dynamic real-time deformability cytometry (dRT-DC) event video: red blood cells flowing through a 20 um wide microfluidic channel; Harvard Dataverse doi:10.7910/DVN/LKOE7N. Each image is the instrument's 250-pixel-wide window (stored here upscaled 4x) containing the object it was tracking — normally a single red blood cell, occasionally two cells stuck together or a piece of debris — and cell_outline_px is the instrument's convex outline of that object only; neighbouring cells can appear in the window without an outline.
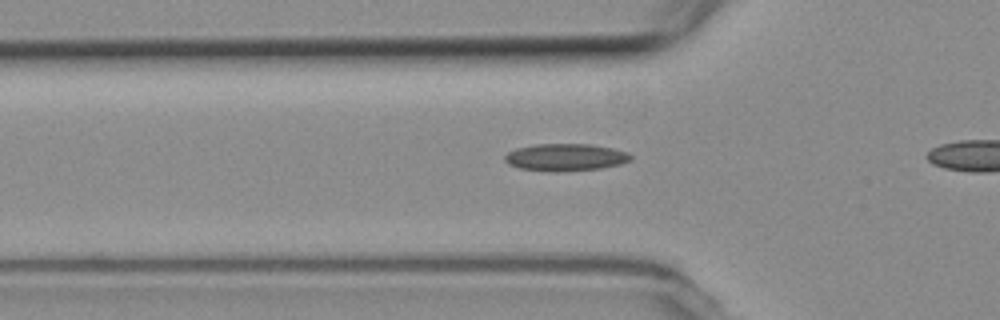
{"species": "common noctule bat (a hibernating species)", "species_latin": "Nyctalus noctula", "temperature_condition": "room temperature", "stored_images_in_passage": 31, "camera_frame_rate_fps": 3000, "um_per_image_px": 0.085, "animal": {"sex": "female", "body_mass_g": 19.3, "forearm_length_mm": 54.1}, "frame": {"image": 1, "passage_image": 6, "time_ms": 1.667, "image_size_px": [1000, 320], "cell_outline_px": [[632, 160], [620, 164], [600, 168], [556, 172], [548, 172], [520, 168], [508, 164], [504, 160], [504, 156], [508, 152], [516, 148], [536, 144], [588, 144], [612, 148], [628, 152], [632, 156]], "centroid_in_image_um": [48.05, 13.37], "position_along_channel_um": 77.7, "area_um2": 20.06}}
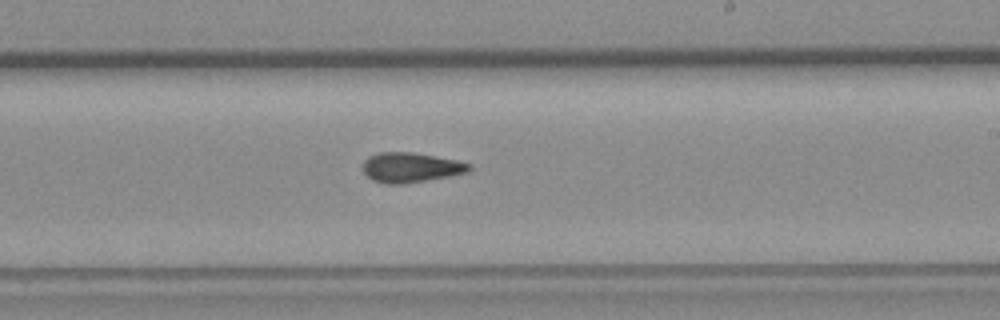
{"frame": {"image": 2, "passage_image": 20, "time_ms": 6.333, "image_size_px": [1000, 320], "cell_outline_px": [[472, 168], [468, 172], [448, 176], [404, 184], [384, 184], [372, 180], [364, 172], [364, 160], [368, 156], [380, 152], [412, 152], [456, 160], [472, 164]], "centroid_in_image_um": [34.91, 14.23], "position_along_channel_um": 254.1, "area_um2": 18.44}}
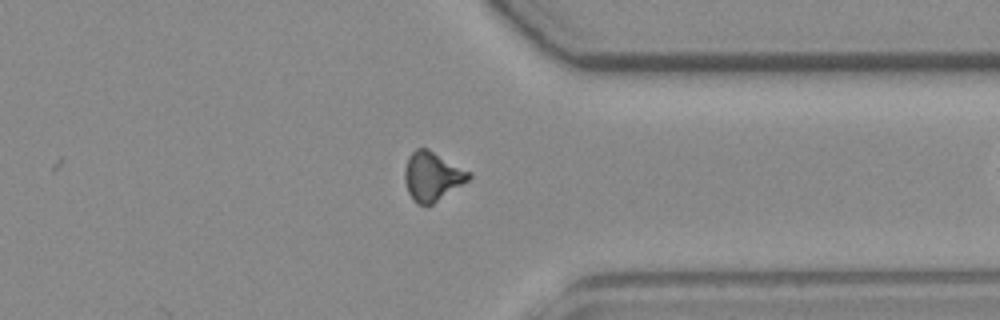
{"frame": {"image": 3, "passage_image": 30, "time_ms": 9.667, "image_size_px": [1000, 320], "cell_outline_px": [[472, 176], [468, 180], [428, 208], [424, 208], [416, 204], [408, 192], [404, 180], [404, 168], [408, 156], [416, 148], [428, 148], [472, 172]], "centroid_in_image_um": [36.73, 15.01], "position_along_channel_um": 374.7, "area_um2": 18.79}}